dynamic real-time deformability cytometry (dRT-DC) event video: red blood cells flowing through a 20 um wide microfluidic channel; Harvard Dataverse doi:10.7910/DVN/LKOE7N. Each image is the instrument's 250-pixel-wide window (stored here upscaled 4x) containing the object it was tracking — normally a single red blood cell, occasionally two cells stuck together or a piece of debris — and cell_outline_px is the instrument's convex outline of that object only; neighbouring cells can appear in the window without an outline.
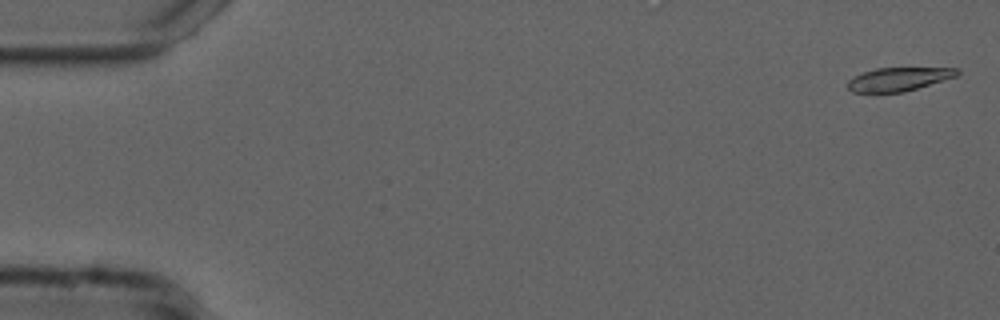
{"species": "common noctule bat (a hibernating species)", "species_latin": "Nyctalus noctula", "temperature_condition": "cold", "stored_images_in_passage": 44, "camera_frame_rate_fps": 3000, "um_per_image_px": 0.085, "animal": {"sex": "male", "forearm_length_mm": 52.5}, "frame": {"image": 1, "passage_image": 2, "time_ms": 0.333, "image_size_px": [1000, 320], "cell_outline_px": [[960, 72], [956, 76], [944, 80], [904, 92], [852, 92], [848, 88], [848, 80], [864, 72], [876, 68], [960, 68]], "centroid_in_image_um": [76.41, 6.72], "position_along_channel_um": 8.6, "area_um2": 14.8}}
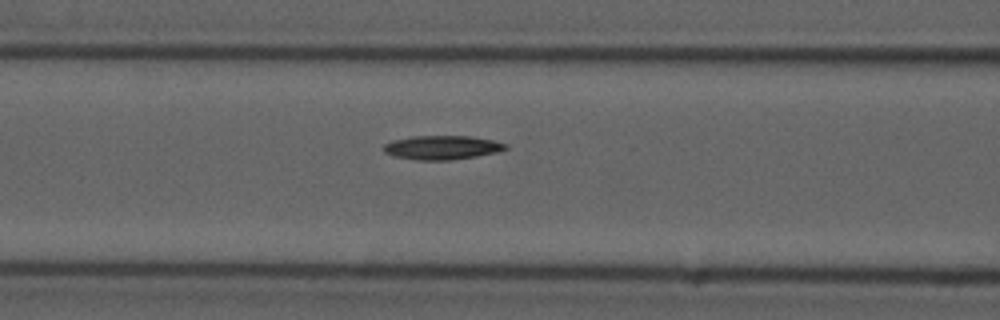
{"frame": {"image": 2, "passage_image": 23, "time_ms": 7.333, "image_size_px": [1000, 320], "cell_outline_px": [[508, 148], [496, 152], [476, 156], [448, 160], [416, 160], [392, 156], [384, 152], [384, 144], [392, 140], [412, 136], [472, 136], [492, 140], [508, 144]], "centroid_in_image_um": [37.55, 12.53], "position_along_channel_um": 129.0, "area_um2": 17.05}}
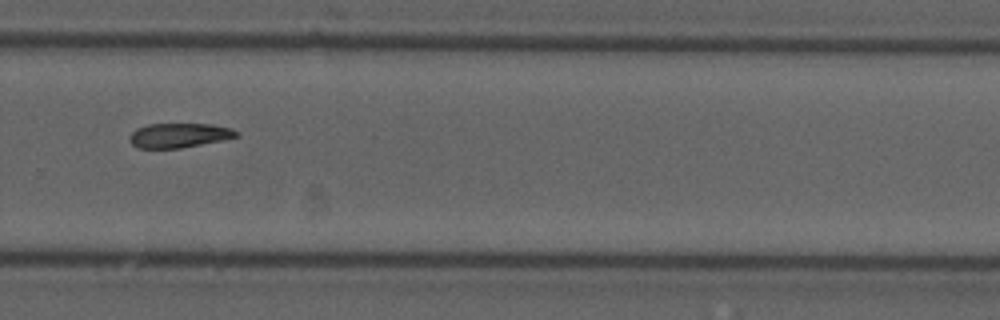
{"frame": {"image": 3, "passage_image": 38, "time_ms": 12.333, "image_size_px": [1000, 320], "cell_outline_px": [[240, 136], [180, 148], [136, 148], [128, 140], [128, 136], [136, 128], [148, 124], [212, 124], [232, 128], [240, 132]], "centroid_in_image_um": [15.2, 11.5], "position_along_channel_um": 314.6, "area_um2": 15.32}, "authors_computed_cell_mechanics": {"area_um2": 16.473, "velocity_mm_per_s": 3.7179, "shape_relaxation_time_tau1_ms": 4.8455, "shape_relaxation_time_tau2_ms": null, "deformation_change_tau1": 0.1332, "deformation_change_tau2": null}}